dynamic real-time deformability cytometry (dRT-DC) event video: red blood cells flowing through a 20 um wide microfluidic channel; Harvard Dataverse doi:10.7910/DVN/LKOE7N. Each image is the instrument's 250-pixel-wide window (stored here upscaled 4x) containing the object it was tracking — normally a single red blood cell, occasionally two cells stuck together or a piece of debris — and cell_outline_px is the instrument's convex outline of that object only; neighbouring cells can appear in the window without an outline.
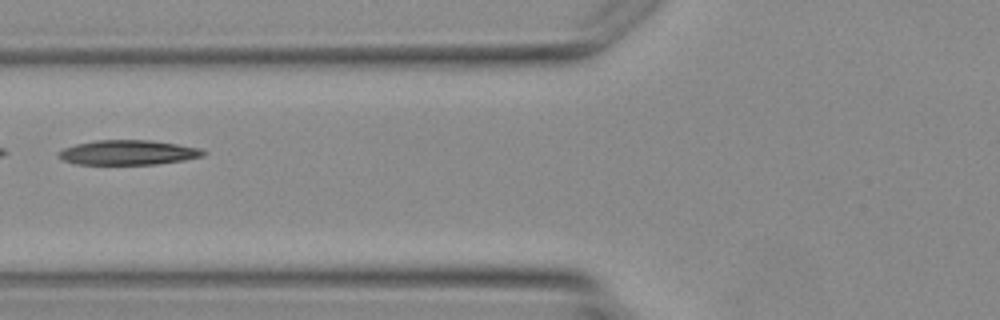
{"species": "Egyptian fruit bat (a non-hibernating species)", "species_latin": "Rousettus aegyptiacus", "temperature_condition": "warm", "stored_images_in_passage": 2, "camera_frame_rate_fps": 3000, "um_per_image_px": 0.085, "animal": {"sex": "female"}, "frame": {"image": 1, "passage_image": 2, "time_ms": 1.333, "image_size_px": [1000, 320], "cell_outline_px": [[208, 152], [200, 156], [184, 160], [156, 164], [76, 164], [64, 160], [56, 152], [64, 148], [76, 144], [96, 140], [152, 140], [200, 148]], "centroid_in_image_um": [10.88, 12.96], "position_along_channel_um": 114.9, "area_um2": 20.69}}